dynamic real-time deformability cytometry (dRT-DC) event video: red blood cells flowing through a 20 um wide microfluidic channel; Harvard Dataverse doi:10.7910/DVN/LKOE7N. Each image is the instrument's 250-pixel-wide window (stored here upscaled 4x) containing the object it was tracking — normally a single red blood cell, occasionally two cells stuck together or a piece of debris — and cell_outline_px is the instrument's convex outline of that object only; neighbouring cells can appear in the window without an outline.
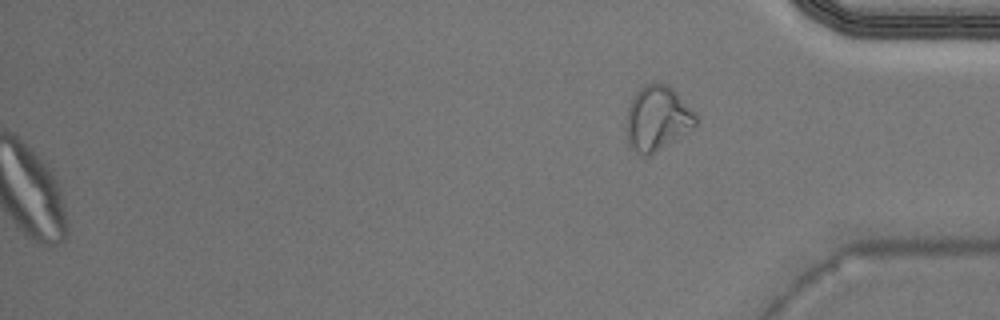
{"species": "Egyptian fruit bat (a non-hibernating species)", "species_latin": "Rousettus aegyptiacus", "temperature_condition": "warm", "stored_images_in_passage": 36, "camera_frame_rate_fps": 3000, "um_per_image_px": 0.085, "animal": {"sex": "male"}, "frame": {"image": 1, "passage_image": 36, "time_ms": 11.667, "image_size_px": [1000, 320], "cell_outline_px": [[700, 120], [692, 128], [648, 156], [644, 156], [636, 152], [628, 144], [628, 108], [636, 92], [644, 84], [652, 80], [668, 84], [696, 112]], "centroid_in_image_um": [55.91, 10.0], "position_along_channel_um": 379.3, "area_um2": 26.01}}